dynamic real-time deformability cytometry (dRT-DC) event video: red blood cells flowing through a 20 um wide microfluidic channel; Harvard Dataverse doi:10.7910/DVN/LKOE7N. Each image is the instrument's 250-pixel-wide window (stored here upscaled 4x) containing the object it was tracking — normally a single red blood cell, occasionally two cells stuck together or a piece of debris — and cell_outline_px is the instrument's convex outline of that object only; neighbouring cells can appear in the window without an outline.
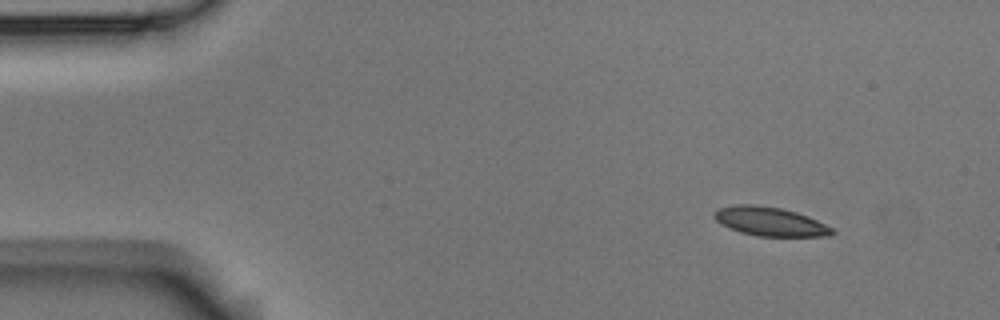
{"species": "Egyptian fruit bat (a non-hibernating species)", "species_latin": "Rousettus aegyptiacus", "temperature_condition": "room temperature", "stored_images_in_passage": 5, "camera_frame_rate_fps": 3000, "um_per_image_px": 0.085, "animal": {"sex": "male"}, "frame": {"image": 1, "passage_image": 1, "time_ms": 0.0, "image_size_px": [1000, 320], "cell_outline_px": [[836, 232], [832, 236], [756, 236], [740, 232], [728, 228], [720, 224], [712, 216], [712, 212], [716, 208], [736, 204], [752, 204], [780, 208], [796, 212], [808, 216], [832, 228]], "centroid_in_image_um": [65.39, 18.82], "position_along_channel_um": 19.6, "area_um2": 20.06}}
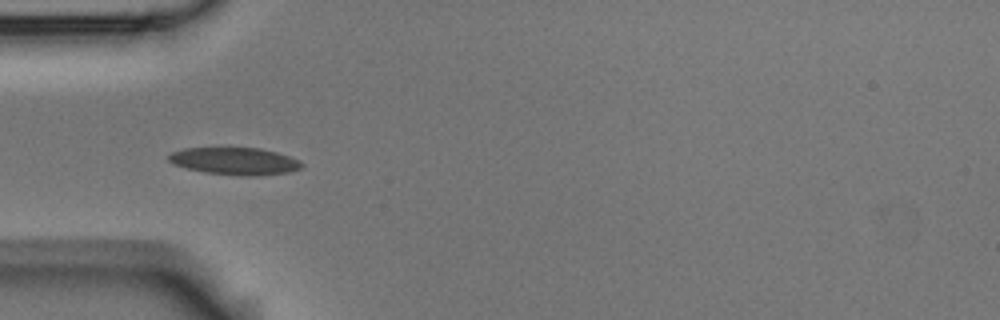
{"frame": {"image": 2, "passage_image": 4, "time_ms": 1.0, "image_size_px": [1000, 320], "cell_outline_px": [[304, 164], [300, 168], [288, 172], [252, 176], [244, 176], [204, 172], [188, 168], [176, 164], [168, 160], [168, 156], [172, 152], [184, 148], [260, 148], [276, 152], [300, 160]], "centroid_in_image_um": [19.98, 13.69], "position_along_channel_um": 65.0, "area_um2": 20.87}}
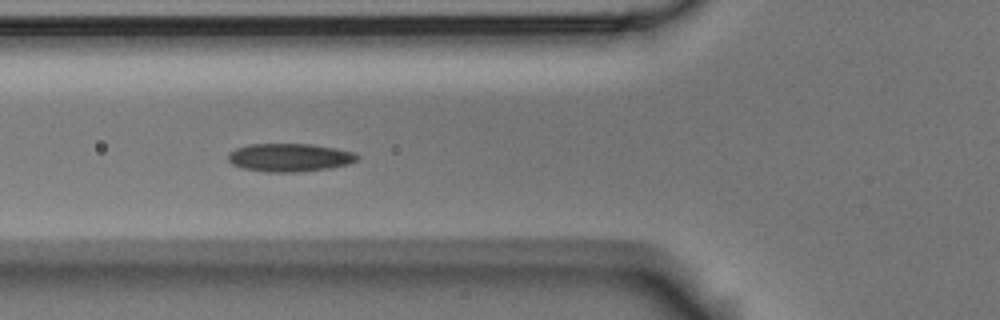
{"frame": {"image": 3, "passage_image": 5, "time_ms": 1.333, "image_size_px": [1000, 320], "cell_outline_px": [[360, 156], [356, 160], [348, 164], [332, 168], [296, 172], [268, 172], [244, 168], [232, 164], [228, 160], [228, 152], [236, 148], [248, 144], [312, 144], [336, 148], [356, 152]], "centroid_in_image_um": [24.64, 13.38], "position_along_channel_um": 101.2, "area_um2": 21.33}}